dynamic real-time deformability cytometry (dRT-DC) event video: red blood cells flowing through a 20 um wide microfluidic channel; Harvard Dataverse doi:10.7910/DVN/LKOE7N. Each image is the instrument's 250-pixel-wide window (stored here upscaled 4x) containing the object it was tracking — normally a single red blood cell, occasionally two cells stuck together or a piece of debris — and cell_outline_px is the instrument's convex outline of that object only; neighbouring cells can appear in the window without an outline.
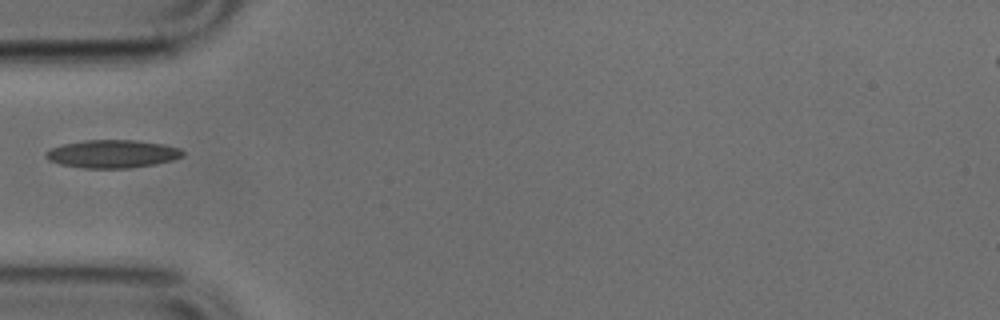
{"species": "common noctule bat (a hibernating species)", "species_latin": "Nyctalus noctula", "temperature_condition": "cold", "stored_images_in_passage": 27, "camera_frame_rate_fps": 3000, "um_per_image_px": 0.085, "animal": {"sex": "male", "body_mass_g": 17.9, "forearm_length_mm": 54.2}, "frame": {"image": 1, "passage_image": 1, "time_ms": 0.0, "image_size_px": [1000, 320], "cell_outline_px": [[184, 156], [172, 160], [156, 164], [128, 168], [84, 168], [60, 164], [48, 160], [44, 156], [44, 152], [52, 148], [64, 144], [84, 140], [136, 140], [164, 144], [180, 148], [184, 152]], "centroid_in_image_um": [9.56, 13.08], "position_along_channel_um": 75.4, "area_um2": 22.43}}
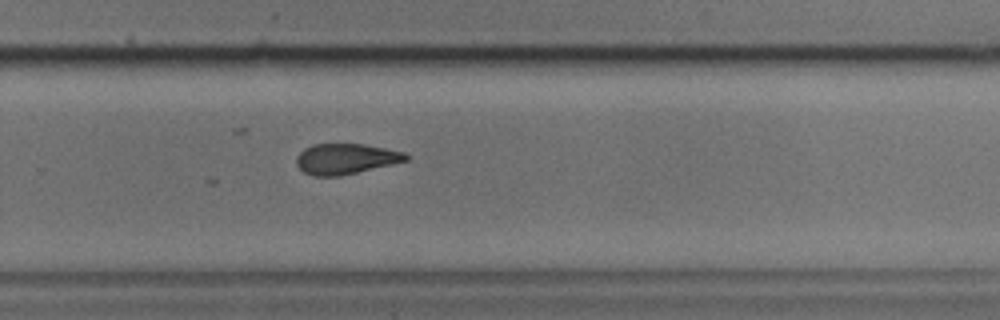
{"frame": {"image": 2, "passage_image": 18, "time_ms": 5.667, "image_size_px": [1000, 320], "cell_outline_px": [[408, 160], [392, 164], [340, 176], [312, 176], [304, 172], [296, 164], [296, 156], [304, 148], [312, 144], [364, 144], [404, 152], [408, 156]], "centroid_in_image_um": [29.35, 13.5], "position_along_channel_um": 300.5, "area_um2": 19.42}}
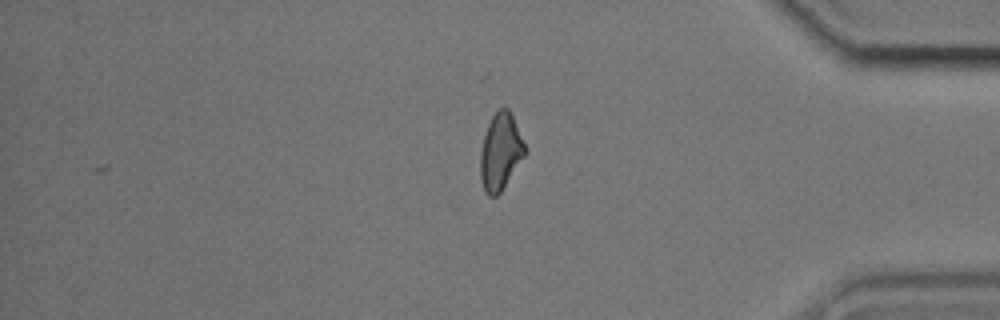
{"frame": {"image": 3, "passage_image": 27, "time_ms": 8.667, "image_size_px": [1000, 320], "cell_outline_px": [[528, 152], [500, 192], [496, 196], [488, 196], [484, 192], [480, 180], [480, 152], [484, 136], [488, 124], [492, 116], [500, 108], [508, 108], [512, 116]], "centroid_in_image_um": [42.53, 12.94], "position_along_channel_um": 392.7, "area_um2": 19.88}}